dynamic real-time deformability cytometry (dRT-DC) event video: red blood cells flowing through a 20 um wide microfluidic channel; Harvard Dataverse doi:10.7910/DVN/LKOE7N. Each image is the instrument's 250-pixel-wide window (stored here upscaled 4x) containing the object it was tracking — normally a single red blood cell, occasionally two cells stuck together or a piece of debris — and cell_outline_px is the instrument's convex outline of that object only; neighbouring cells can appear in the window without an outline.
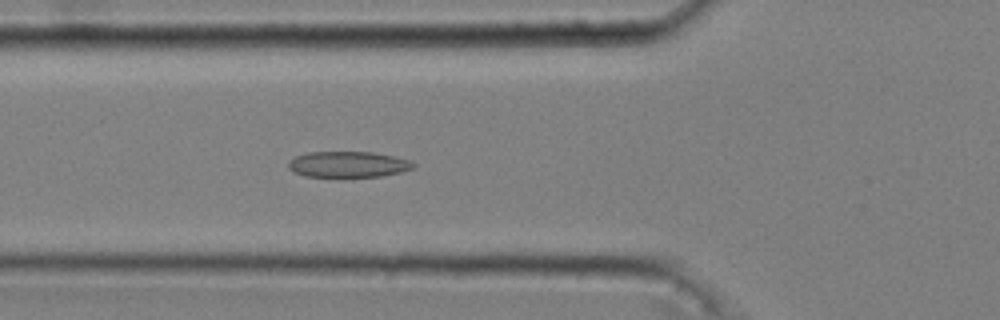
{"species": "common noctule bat (a hibernating species)", "species_latin": "Nyctalus noctula", "temperature_condition": "cold", "stored_images_in_passage": 53, "camera_frame_rate_fps": 3000, "um_per_image_px": 0.085, "animal": {"sex": "male", "body_mass_g": 20.4}, "frame": {"image": 1, "passage_image": 19, "time_ms": 6.0, "image_size_px": [1000, 320], "cell_outline_px": [[416, 164], [412, 168], [400, 172], [380, 176], [344, 180], [304, 176], [288, 168], [288, 160], [296, 156], [308, 152], [372, 152], [412, 160]], "centroid_in_image_um": [29.56, 14.02], "position_along_channel_um": 96.2, "area_um2": 19.77}}
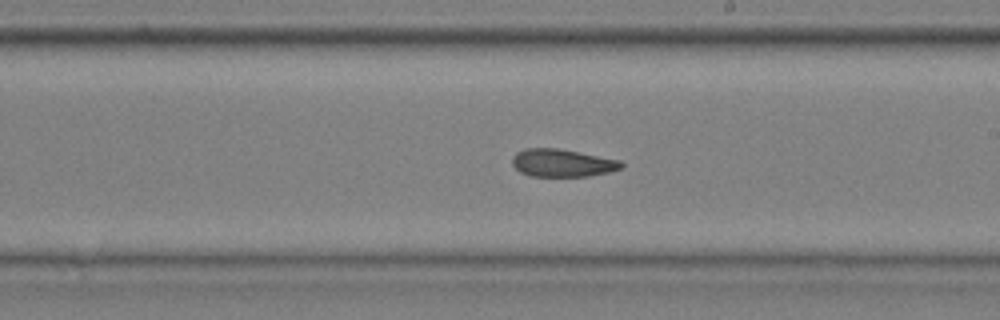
{"frame": {"image": 2, "passage_image": 31, "time_ms": 10.0, "image_size_px": [1000, 320], "cell_outline_px": [[624, 168], [608, 172], [588, 176], [532, 176], [520, 172], [512, 164], [512, 156], [516, 152], [524, 148], [560, 148], [620, 160], [624, 164]], "centroid_in_image_um": [47.79, 13.84], "position_along_channel_um": 241.2, "area_um2": 17.74}}
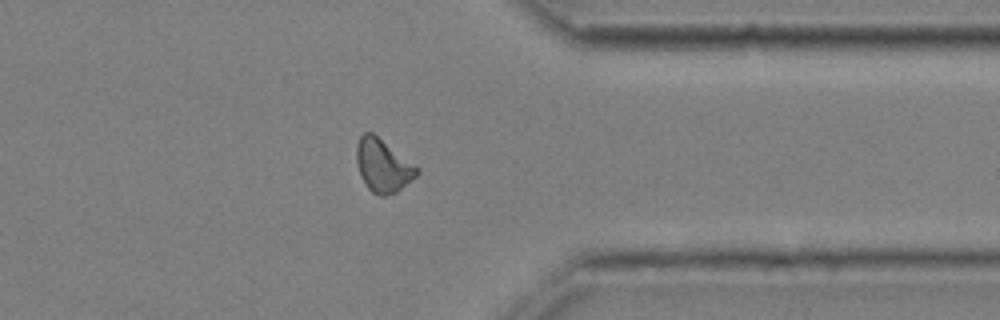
{"frame": {"image": 3, "passage_image": 43, "time_ms": 14.0, "image_size_px": [1000, 320], "cell_outline_px": [[420, 172], [412, 180], [396, 192], [384, 196], [380, 196], [372, 192], [368, 188], [360, 176], [356, 160], [356, 144], [360, 136], [364, 132], [372, 132], [416, 164], [420, 168]], "centroid_in_image_um": [32.56, 14.06], "position_along_channel_um": 378.8, "area_um2": 18.84}, "authors_computed_cell_mechanics": {"area_um2": 18.207, "velocity_mm_per_s": 3.6216, "shape_relaxation_time_tau1_ms": null, "shape_relaxation_time_tau2_ms": 7.524, "deformation_change_tau1": null, "deformation_change_tau2": 0.1592}}